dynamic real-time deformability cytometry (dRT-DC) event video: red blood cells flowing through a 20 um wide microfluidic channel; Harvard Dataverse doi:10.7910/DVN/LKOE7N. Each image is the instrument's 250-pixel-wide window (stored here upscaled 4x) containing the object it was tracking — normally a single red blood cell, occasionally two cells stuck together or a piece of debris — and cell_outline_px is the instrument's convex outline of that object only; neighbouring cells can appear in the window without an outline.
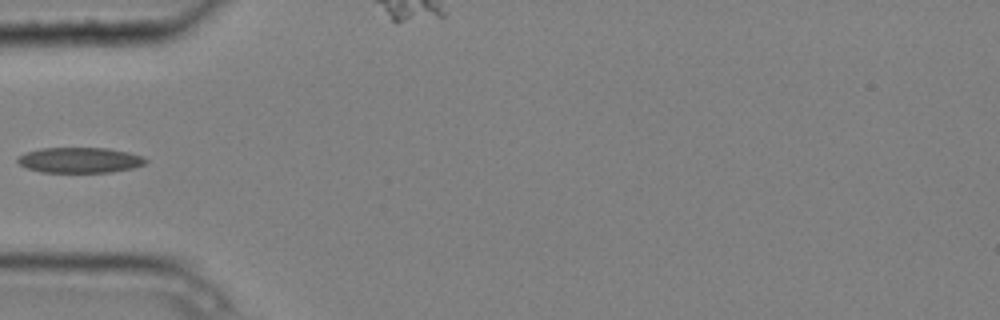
{"species": "common noctule bat (a hibernating species)", "species_latin": "Nyctalus noctula", "temperature_condition": "cold", "stored_images_in_passage": 3, "camera_frame_rate_fps": 3000, "um_per_image_px": 0.085, "animal": {"sex": "male", "body_mass_g": 20.4}, "frame": {"image": 1, "passage_image": 2, "time_ms": 0.333, "image_size_px": [1000, 320], "cell_outline_px": [[148, 160], [144, 164], [132, 168], [108, 172], [40, 172], [28, 168], [20, 164], [16, 160], [16, 156], [24, 152], [40, 148], [108, 148], [128, 152], [144, 156]], "centroid_in_image_um": [6.75, 13.6], "position_along_channel_um": 78.2, "area_um2": 19.07}}